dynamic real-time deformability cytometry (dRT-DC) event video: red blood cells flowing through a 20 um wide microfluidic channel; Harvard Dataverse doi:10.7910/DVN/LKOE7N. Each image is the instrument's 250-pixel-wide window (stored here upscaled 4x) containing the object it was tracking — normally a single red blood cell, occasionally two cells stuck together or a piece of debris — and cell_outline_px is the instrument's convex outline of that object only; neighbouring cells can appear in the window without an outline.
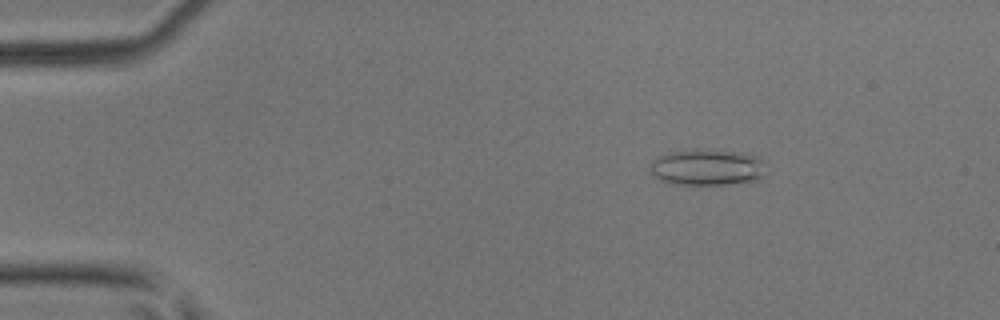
{"species": "common noctule bat (a hibernating species)", "species_latin": "Nyctalus noctula", "temperature_condition": "room temperature", "stored_images_in_passage": 5, "camera_frame_rate_fps": 3000, "um_per_image_px": 0.085, "animal": {"sex": "male", "body_mass_g": 17.9, "forearm_length_mm": 54.2}, "frame": {"image": 1, "passage_image": 3, "time_ms": 0.667, "image_size_px": [1000, 320], "cell_outline_px": [[768, 176], [760, 180], [724, 184], [676, 184], [660, 180], [652, 176], [648, 172], [648, 168], [652, 160], [668, 152], [692, 148], [716, 148], [748, 152], [756, 156], [768, 164]], "centroid_in_image_um": [60.19, 14.18], "position_along_channel_um": 24.8, "area_um2": 25.89}}